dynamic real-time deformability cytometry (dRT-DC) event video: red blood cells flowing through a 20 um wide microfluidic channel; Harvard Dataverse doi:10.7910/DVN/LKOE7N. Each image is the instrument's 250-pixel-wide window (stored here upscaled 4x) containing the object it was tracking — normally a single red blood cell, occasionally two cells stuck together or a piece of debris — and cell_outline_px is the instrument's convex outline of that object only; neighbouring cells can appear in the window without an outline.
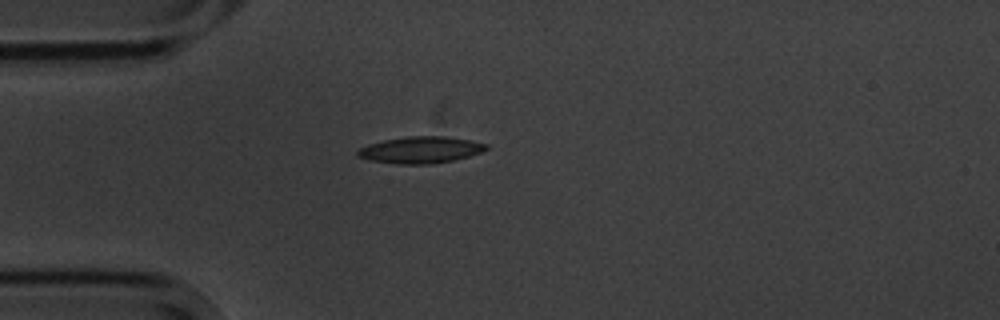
{"species": "common noctule bat (a hibernating species)", "species_latin": "Nyctalus noctula", "temperature_condition": "cold", "stored_images_in_passage": 1, "camera_frame_rate_fps": 3000, "um_per_image_px": 0.085, "animal": {"sex": "male", "body_mass_g": 20.1, "forearm_length_mm": 53.5}, "frame": {"image": 1, "passage_image": 1, "time_ms": 0.0, "image_size_px": [1000, 320], "cell_outline_px": [[488, 148], [480, 152], [468, 156], [452, 160], [428, 164], [400, 164], [372, 160], [356, 156], [356, 152], [360, 148], [368, 144], [384, 140], [408, 136], [444, 136], [468, 140], [488, 144]], "centroid_in_image_um": [35.73, 12.73], "position_along_channel_um": 49.3, "area_um2": 19.65}}